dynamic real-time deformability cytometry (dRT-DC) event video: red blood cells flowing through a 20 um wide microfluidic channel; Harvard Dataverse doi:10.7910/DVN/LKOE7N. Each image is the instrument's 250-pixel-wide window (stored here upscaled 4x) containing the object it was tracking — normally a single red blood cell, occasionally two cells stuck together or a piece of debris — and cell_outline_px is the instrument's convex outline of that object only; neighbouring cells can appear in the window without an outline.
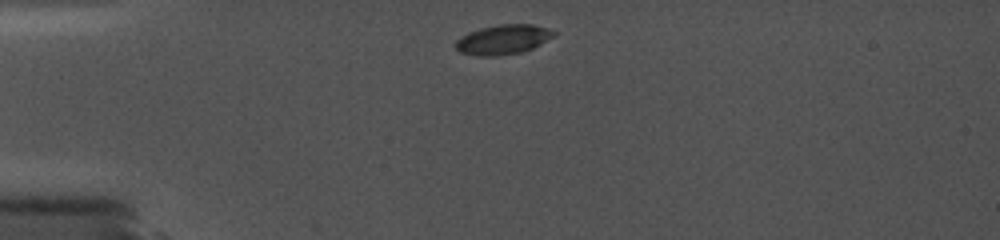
{"species": "common noctule bat (a hibernating species)", "species_latin": "Nyctalus noctula", "temperature_condition": "cold", "stored_images_in_passage": 30, "camera_frame_rate_fps": 5000, "um_per_image_px": 0.085, "animal": {"sex": "female", "body_mass_g": 19.0, "forearm_length_mm": 56.7}, "frame": {"image": 1, "passage_image": 1, "time_ms": 0.0, "image_size_px": [1000, 240], "cell_outline_px": [[556, 32], [552, 36], [540, 44], [532, 48], [520, 52], [500, 56], [476, 56], [460, 52], [456, 48], [456, 40], [460, 36], [468, 32], [480, 28], [500, 24], [532, 24], [548, 28]], "centroid_in_image_um": [42.72, 3.36], "position_along_channel_um": 42.3, "area_um2": 16.94}}
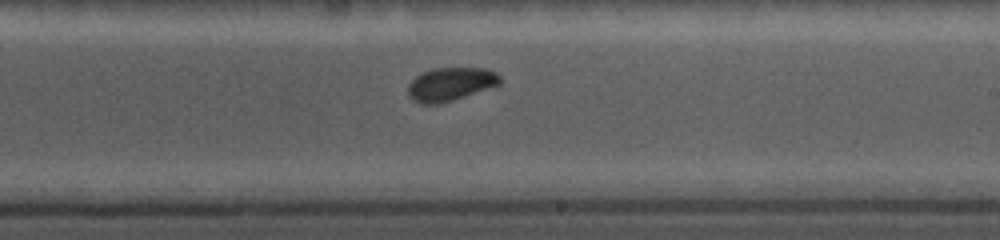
{"frame": {"image": 2, "passage_image": 19, "time_ms": 6.4, "image_size_px": [1000, 240], "cell_outline_px": [[500, 84], [440, 104], [420, 104], [412, 100], [408, 96], [408, 84], [416, 76], [432, 68], [484, 68], [496, 72], [500, 76]], "centroid_in_image_um": [38.25, 7.15], "position_along_channel_um": 250.7, "area_um2": 17.8}}
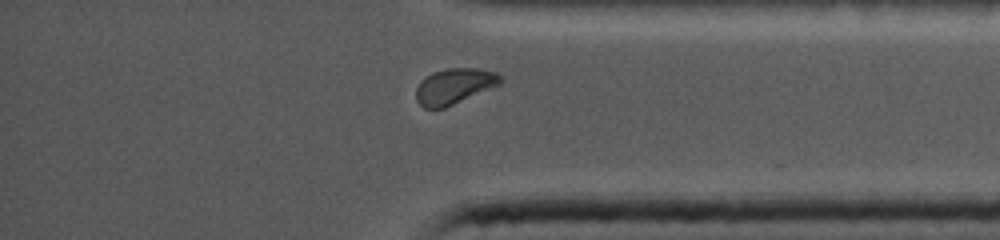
{"frame": {"image": 3, "passage_image": 29, "time_ms": 10.2, "image_size_px": [1000, 240], "cell_outline_px": [[504, 80], [500, 84], [444, 108], [424, 108], [416, 100], [416, 88], [420, 80], [432, 72], [448, 68], [476, 68], [496, 72]], "centroid_in_image_um": [38.59, 7.31], "position_along_channel_um": 396.6, "area_um2": 17.46}}